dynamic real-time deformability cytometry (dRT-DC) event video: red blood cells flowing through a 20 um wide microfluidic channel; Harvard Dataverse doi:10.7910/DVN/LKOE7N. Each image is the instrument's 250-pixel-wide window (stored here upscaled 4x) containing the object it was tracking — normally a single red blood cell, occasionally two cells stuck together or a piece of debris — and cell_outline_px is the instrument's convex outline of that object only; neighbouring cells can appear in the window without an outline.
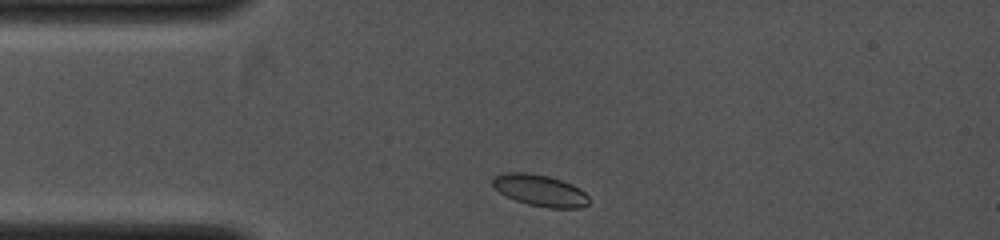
{"species": "common noctule bat (a hibernating species)", "species_latin": "Nyctalus noctula", "temperature_condition": "cold", "stored_images_in_passage": 35, "camera_frame_rate_fps": 4000, "um_per_image_px": 0.085, "animal": {"sex": "female", "body_mass_g": 19.0, "forearm_length_mm": 53.3}, "frame": {"image": 1, "passage_image": 2, "time_ms": 0.25, "image_size_px": [1000, 240], "cell_outline_px": [[588, 204], [580, 208], [548, 208], [528, 204], [516, 200], [500, 192], [492, 184], [492, 176], [504, 172], [528, 172], [548, 176], [572, 184], [580, 188], [588, 196]], "centroid_in_image_um": [45.9, 16.17], "position_along_channel_um": 39.1, "area_um2": 17.69}}
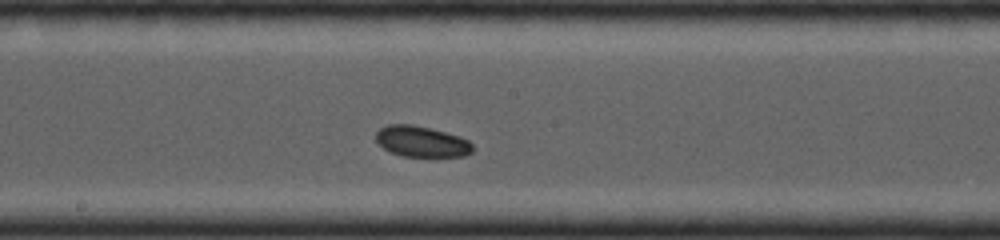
{"frame": {"image": 2, "passage_image": 21, "time_ms": 3.75, "image_size_px": [1000, 240], "cell_outline_px": [[472, 152], [464, 156], [404, 156], [392, 152], [384, 148], [376, 140], [376, 132], [380, 128], [388, 124], [412, 124], [444, 132], [468, 140], [472, 144]], "centroid_in_image_um": [35.81, 12.02], "position_along_channel_um": 212.4, "area_um2": 17.05}}
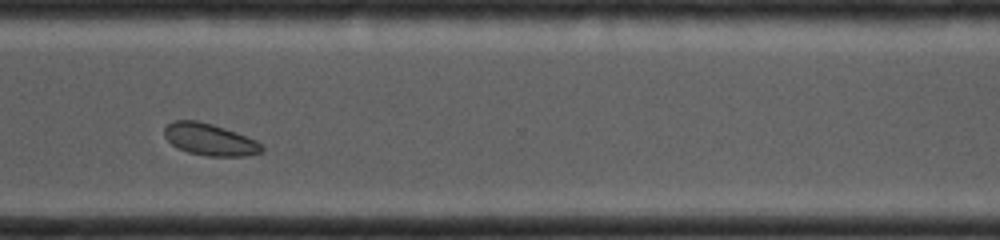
{"frame": {"image": 3, "passage_image": 34, "time_ms": 6.25, "image_size_px": [1000, 240], "cell_outline_px": [[264, 152], [244, 156], [204, 156], [188, 152], [176, 148], [164, 136], [164, 128], [172, 120], [196, 120], [212, 124], [236, 132], [256, 140], [264, 148]], "centroid_in_image_um": [17.81, 11.86], "position_along_channel_um": 352.8, "area_um2": 18.21}}